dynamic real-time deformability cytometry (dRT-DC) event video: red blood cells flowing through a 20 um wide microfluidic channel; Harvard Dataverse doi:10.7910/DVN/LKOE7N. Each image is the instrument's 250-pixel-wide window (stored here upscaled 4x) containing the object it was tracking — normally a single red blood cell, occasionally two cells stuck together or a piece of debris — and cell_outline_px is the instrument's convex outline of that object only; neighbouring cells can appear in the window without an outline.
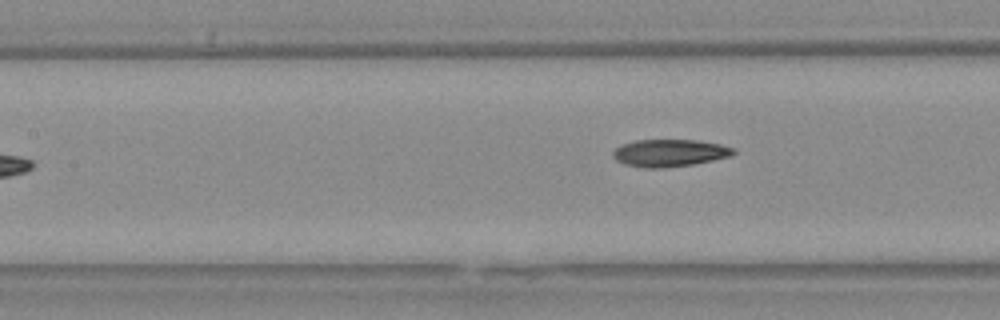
{"species": "Egyptian fruit bat (a non-hibernating species)", "species_latin": "Rousettus aegyptiacus", "temperature_condition": "warm", "stored_images_in_passage": 8, "camera_frame_rate_fps": 3000, "um_per_image_px": 0.085, "animal": {"sex": "female"}, "frame": {"image": 1, "passage_image": 8, "time_ms": 2.333, "image_size_px": [1000, 320], "cell_outline_px": [[736, 152], [732, 156], [692, 164], [660, 168], [644, 168], [624, 164], [616, 160], [612, 156], [612, 152], [620, 144], [636, 140], [696, 140], [720, 144], [736, 148]], "centroid_in_image_um": [56.9, 12.99], "position_along_channel_um": 150.5, "area_um2": 19.25}}